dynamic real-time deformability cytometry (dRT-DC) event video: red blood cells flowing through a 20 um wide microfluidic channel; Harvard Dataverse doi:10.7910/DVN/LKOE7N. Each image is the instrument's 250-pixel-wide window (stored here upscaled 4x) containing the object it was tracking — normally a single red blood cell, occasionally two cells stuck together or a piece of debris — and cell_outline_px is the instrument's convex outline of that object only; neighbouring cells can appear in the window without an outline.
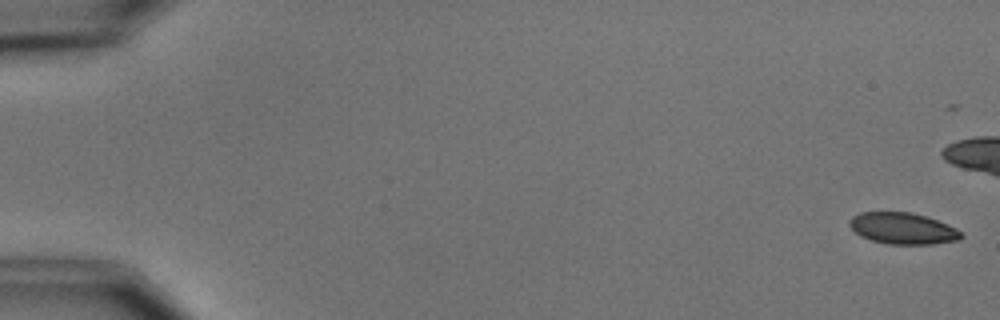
{"species": "common noctule bat (a hibernating species)", "species_latin": "Nyctalus noctula", "temperature_condition": "cold", "stored_images_in_passage": 13, "camera_frame_rate_fps": 3000, "um_per_image_px": 0.085, "animal": {"sex": "male", "body_mass_g": 15.6}, "frame": {"image": 1, "passage_image": 1, "time_ms": 0.0, "image_size_px": [1000, 320], "cell_outline_px": [[964, 236], [960, 240], [932, 244], [888, 244], [872, 240], [860, 236], [848, 224], [848, 220], [852, 216], [860, 212], [912, 212], [948, 224], [956, 228]], "centroid_in_image_um": [76.73, 19.41], "position_along_channel_um": 8.3, "area_um2": 20.46}}
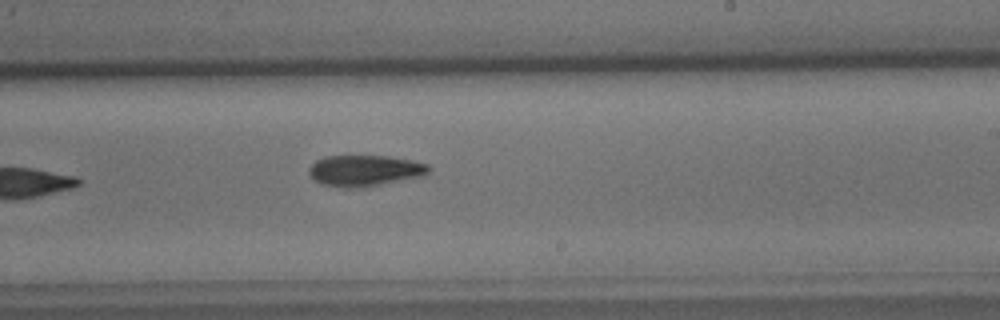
{"frame": {"image": 2, "passage_image": 13, "time_ms": 14.333, "image_size_px": [1000, 320], "cell_outline_px": [[428, 172], [424, 176], [364, 188], [344, 188], [320, 184], [308, 176], [308, 168], [316, 160], [324, 156], [388, 156], [412, 160], [428, 164]], "centroid_in_image_um": [30.96, 14.52], "position_along_channel_um": 258.0, "area_um2": 22.08}}